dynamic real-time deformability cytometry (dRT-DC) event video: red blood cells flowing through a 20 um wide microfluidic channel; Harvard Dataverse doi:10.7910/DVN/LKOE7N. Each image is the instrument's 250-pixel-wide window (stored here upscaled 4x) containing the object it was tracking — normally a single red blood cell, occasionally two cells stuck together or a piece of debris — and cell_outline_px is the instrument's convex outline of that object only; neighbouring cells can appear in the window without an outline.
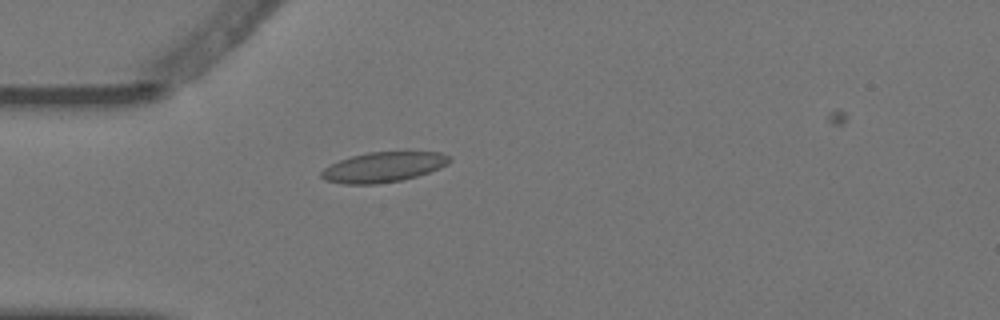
{"species": "Egyptian fruit bat (a non-hibernating species)", "species_latin": "Rousettus aegyptiacus", "temperature_condition": "warm", "stored_images_in_passage": 3, "camera_frame_rate_fps": 3000, "um_per_image_px": 0.085, "animal": {"sex": "female"}, "frame": {"image": 1, "passage_image": 2, "time_ms": 0.333, "image_size_px": [1000, 320], "cell_outline_px": [[452, 160], [448, 164], [440, 168], [416, 176], [400, 180], [376, 184], [344, 184], [324, 180], [320, 176], [320, 172], [324, 168], [340, 160], [352, 156], [368, 152], [440, 152], [448, 156]], "centroid_in_image_um": [32.57, 14.2], "position_along_channel_um": 52.4, "area_um2": 22.31}}